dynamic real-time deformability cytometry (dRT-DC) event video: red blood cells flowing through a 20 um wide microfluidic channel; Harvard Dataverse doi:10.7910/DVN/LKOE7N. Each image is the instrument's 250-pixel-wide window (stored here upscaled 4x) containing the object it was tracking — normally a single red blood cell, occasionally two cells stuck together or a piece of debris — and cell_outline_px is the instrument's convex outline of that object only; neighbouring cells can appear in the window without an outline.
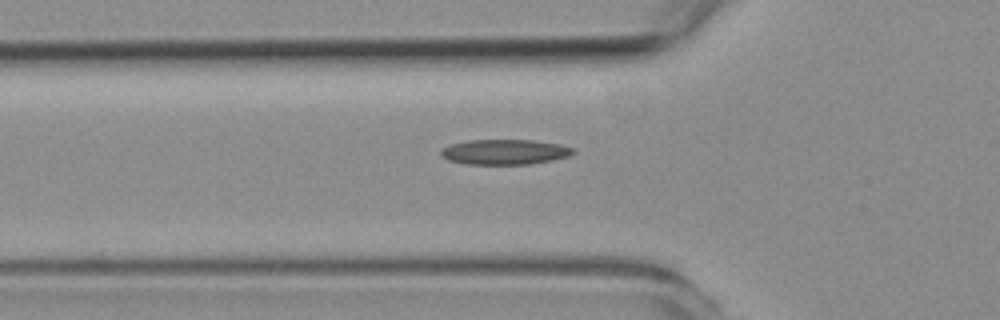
{"species": "common noctule bat (a hibernating species)", "species_latin": "Nyctalus noctula", "temperature_condition": "room temperature", "stored_images_in_passage": 36, "camera_frame_rate_fps": 3000, "um_per_image_px": 0.085, "animal": {"sex": "female", "body_mass_g": 19.3, "forearm_length_mm": 54.1}, "frame": {"image": 1, "passage_image": 2, "time_ms": 0.333, "image_size_px": [1000, 320], "cell_outline_px": [[576, 152], [568, 156], [552, 160], [532, 164], [464, 164], [448, 160], [440, 156], [440, 152], [444, 148], [452, 144], [468, 140], [532, 140], [560, 144], [576, 148]], "centroid_in_image_um": [42.93, 12.92], "position_along_channel_um": 82.9, "area_um2": 19.48}}
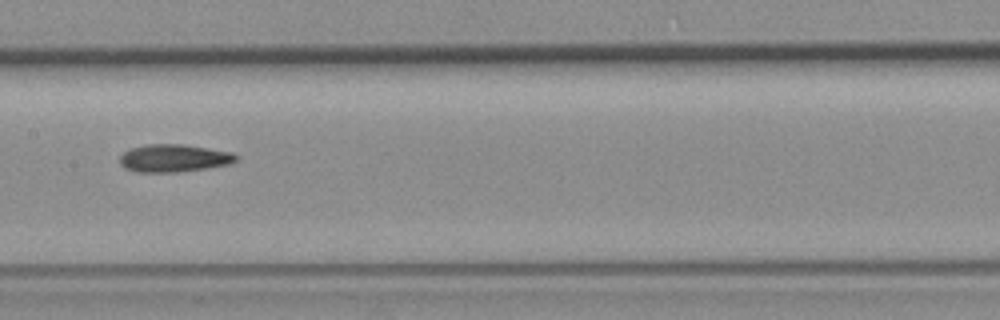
{"frame": {"image": 2, "passage_image": 11, "time_ms": 3.333, "image_size_px": [1000, 320], "cell_outline_px": [[240, 156], [236, 160], [228, 164], [204, 168], [176, 172], [136, 172], [124, 168], [120, 164], [120, 156], [128, 148], [148, 144], [184, 144], [236, 152]], "centroid_in_image_um": [14.78, 13.43], "position_along_channel_um": 192.6, "area_um2": 18.96}}
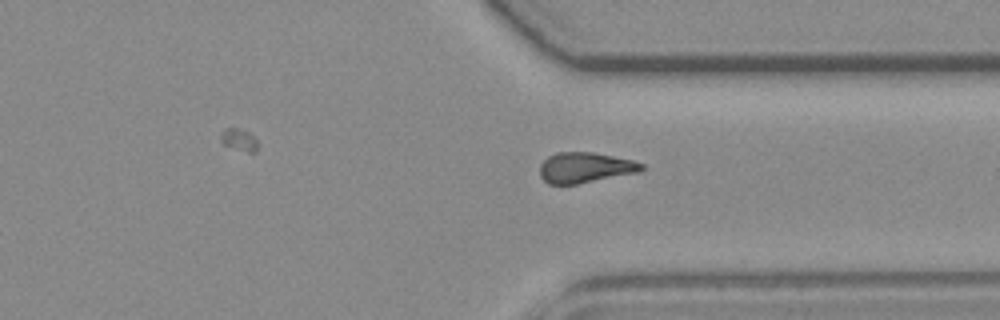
{"frame": {"image": 3, "passage_image": 25, "time_ms": 8.0, "image_size_px": [1000, 320], "cell_outline_px": [[644, 168], [640, 172], [576, 184], [548, 184], [540, 176], [540, 164], [548, 156], [556, 152], [592, 152], [632, 160], [644, 164]], "centroid_in_image_um": [49.72, 14.24], "position_along_channel_um": 361.7, "area_um2": 18.03}}